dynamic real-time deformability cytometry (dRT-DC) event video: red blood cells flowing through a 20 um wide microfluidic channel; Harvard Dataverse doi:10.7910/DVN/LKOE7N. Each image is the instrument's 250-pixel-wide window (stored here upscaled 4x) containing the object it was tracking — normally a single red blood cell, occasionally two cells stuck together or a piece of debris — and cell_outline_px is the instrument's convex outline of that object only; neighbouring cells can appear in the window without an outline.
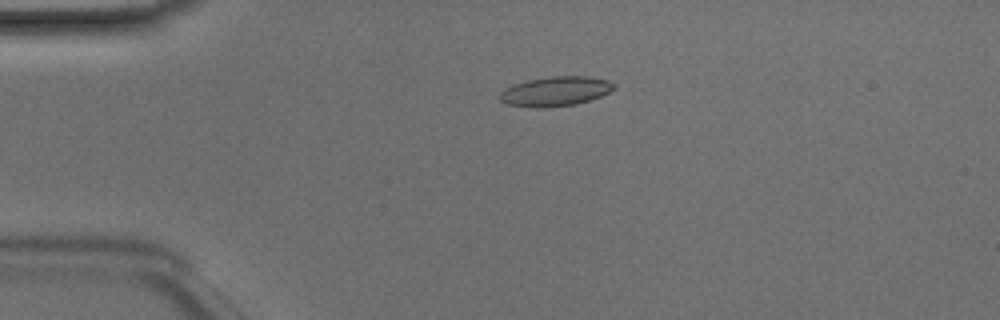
{"species": "Egyptian fruit bat (a non-hibernating species)", "species_latin": "Rousettus aegyptiacus", "temperature_condition": "room temperature", "stored_images_in_passage": 49, "camera_frame_rate_fps": 3000, "um_per_image_px": 0.085, "animal": {"sex": "male"}, "frame": {"image": 1, "passage_image": 11, "time_ms": 3.333, "image_size_px": [1000, 320], "cell_outline_px": [[616, 88], [600, 96], [576, 104], [544, 108], [532, 108], [508, 104], [500, 100], [500, 92], [504, 88], [512, 84], [528, 80], [552, 76], [588, 76], [608, 80], [616, 84]], "centroid_in_image_um": [47.2, 7.76], "position_along_channel_um": 37.8, "area_um2": 19.77}}
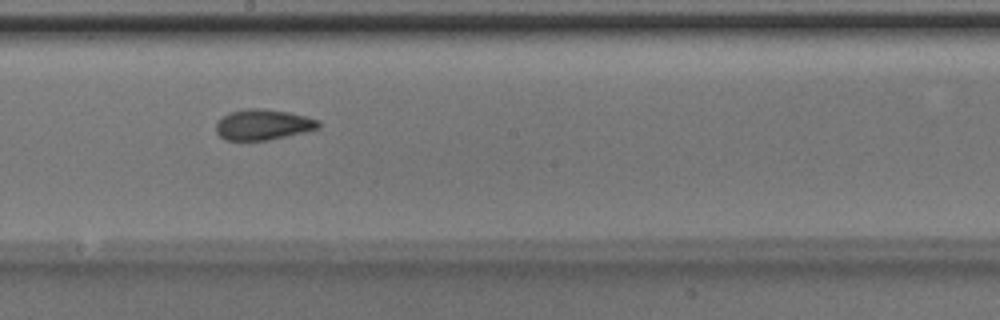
{"frame": {"image": 2, "passage_image": 27, "time_ms": 8.667, "image_size_px": [1000, 320], "cell_outline_px": [[320, 128], [308, 132], [268, 140], [224, 140], [216, 132], [216, 120], [228, 112], [248, 108], [260, 108], [288, 112], [320, 120]], "centroid_in_image_um": [22.35, 10.59], "position_along_channel_um": 225.8, "area_um2": 18.55}}
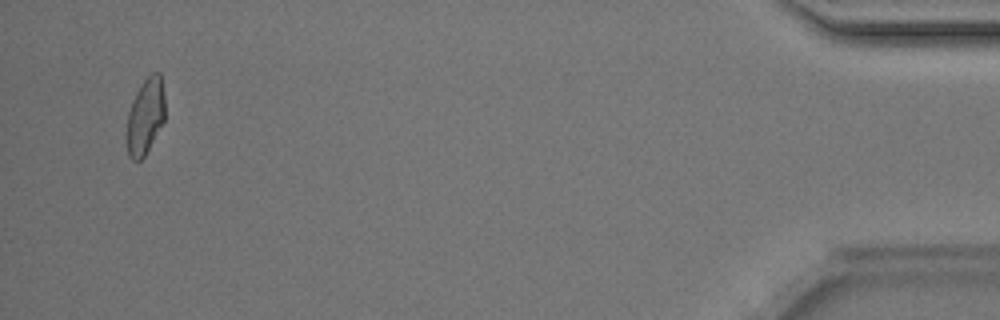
{"frame": {"image": 3, "passage_image": 47, "time_ms": 15.333, "image_size_px": [1000, 320], "cell_outline_px": [[164, 120], [144, 156], [140, 160], [132, 160], [128, 156], [128, 112], [132, 100], [136, 92], [144, 80], [152, 72], [160, 72], [164, 96]], "centroid_in_image_um": [12.36, 9.85], "position_along_channel_um": 422.8, "area_um2": 16.53}}